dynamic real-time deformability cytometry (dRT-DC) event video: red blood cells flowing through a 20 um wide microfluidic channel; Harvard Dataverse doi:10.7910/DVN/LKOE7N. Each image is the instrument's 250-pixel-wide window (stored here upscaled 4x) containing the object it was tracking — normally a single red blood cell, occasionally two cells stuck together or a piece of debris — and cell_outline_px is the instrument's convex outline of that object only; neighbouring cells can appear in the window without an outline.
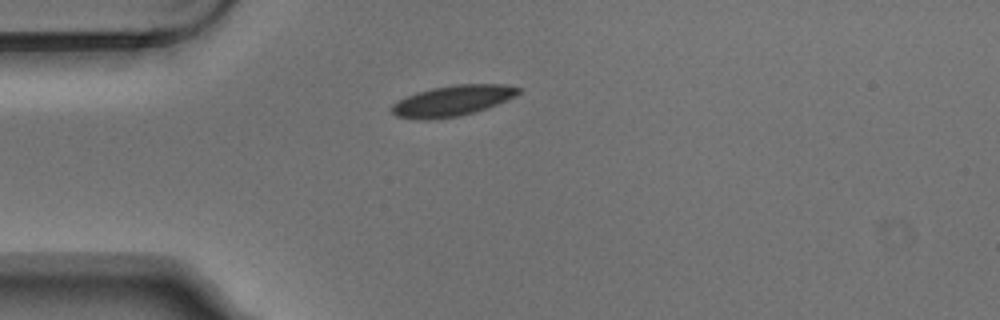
{"species": "Egyptian fruit bat (a non-hibernating species)", "species_latin": "Rousettus aegyptiacus", "temperature_condition": "warm", "stored_images_in_passage": 4, "camera_frame_rate_fps": 3000, "um_per_image_px": 0.085, "animal": {"sex": "male"}, "frame": {"image": 1, "passage_image": 1, "time_ms": 0.0, "image_size_px": [1000, 320], "cell_outline_px": [[520, 92], [516, 96], [476, 112], [460, 116], [428, 120], [424, 120], [396, 116], [388, 108], [392, 104], [416, 92], [432, 88], [456, 84], [504, 84], [520, 88]], "centroid_in_image_um": [38.44, 8.56], "position_along_channel_um": 46.6, "area_um2": 22.6}}
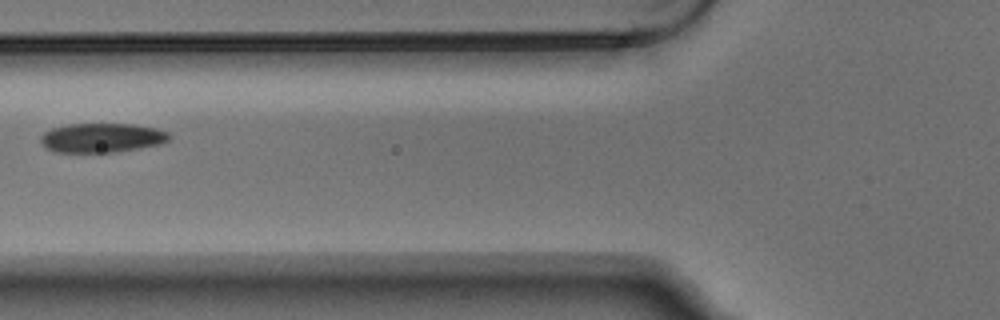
{"frame": {"image": 2, "passage_image": 3, "time_ms": 0.667, "image_size_px": [1000, 320], "cell_outline_px": [[172, 136], [168, 140], [160, 144], [140, 148], [112, 152], [56, 152], [48, 148], [40, 140], [40, 136], [44, 132], [52, 128], [68, 124], [132, 124], [156, 128], [168, 132]], "centroid_in_image_um": [8.68, 11.7], "position_along_channel_um": 117.1, "area_um2": 21.85}}
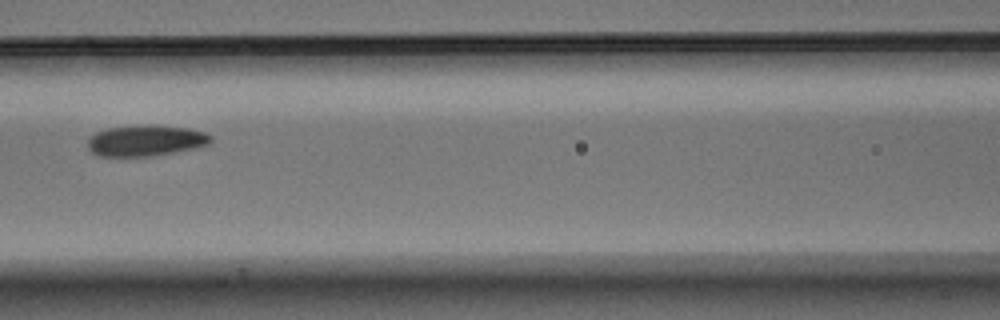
{"frame": {"image": 3, "passage_image": 4, "time_ms": 1.0, "image_size_px": [1000, 320], "cell_outline_px": [[212, 140], [208, 144], [196, 148], [152, 156], [100, 156], [92, 152], [88, 148], [88, 140], [96, 132], [108, 128], [188, 128], [204, 132], [212, 136]], "centroid_in_image_um": [12.39, 12.01], "position_along_channel_um": 154.2, "area_um2": 21.04}}